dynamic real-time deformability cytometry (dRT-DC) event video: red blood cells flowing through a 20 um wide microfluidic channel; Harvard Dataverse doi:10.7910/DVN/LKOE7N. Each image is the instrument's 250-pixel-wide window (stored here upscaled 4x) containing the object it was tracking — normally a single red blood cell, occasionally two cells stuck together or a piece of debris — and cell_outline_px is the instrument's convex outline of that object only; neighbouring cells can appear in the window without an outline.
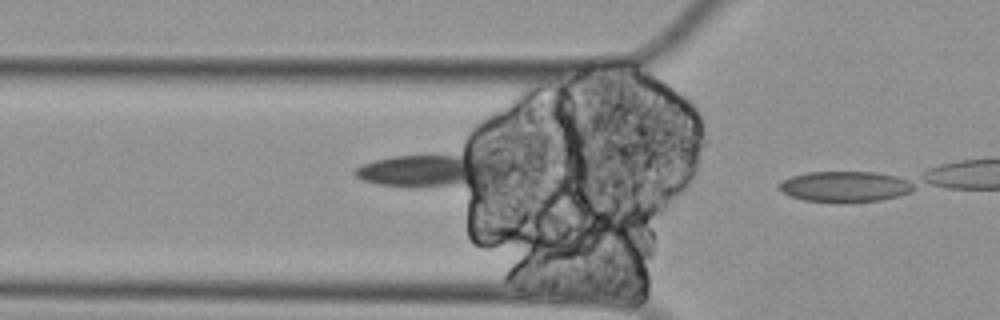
{"species": "Egyptian fruit bat (a non-hibernating species)", "species_latin": "Rousettus aegyptiacus", "temperature_condition": "cold", "stored_images_in_passage": 6, "segment_of_instrument_passage": [1, 2], "camera_frame_rate_fps": 3000, "um_per_image_px": 0.085, "animal": {"sex": "female"}, "frame": {"image": 1, "passage_image": 5, "time_ms": 1.333, "image_size_px": [1000, 320], "cell_outline_px": [[508, 176], [472, 184], [380, 184], [364, 180], [356, 176], [352, 172], [356, 168], [364, 164], [376, 160], [392, 156], [468, 148], [500, 164], [508, 172]], "centroid_in_image_um": [36.76, 14.34], "position_along_channel_um": 89.0, "area_um2": 29.42}}